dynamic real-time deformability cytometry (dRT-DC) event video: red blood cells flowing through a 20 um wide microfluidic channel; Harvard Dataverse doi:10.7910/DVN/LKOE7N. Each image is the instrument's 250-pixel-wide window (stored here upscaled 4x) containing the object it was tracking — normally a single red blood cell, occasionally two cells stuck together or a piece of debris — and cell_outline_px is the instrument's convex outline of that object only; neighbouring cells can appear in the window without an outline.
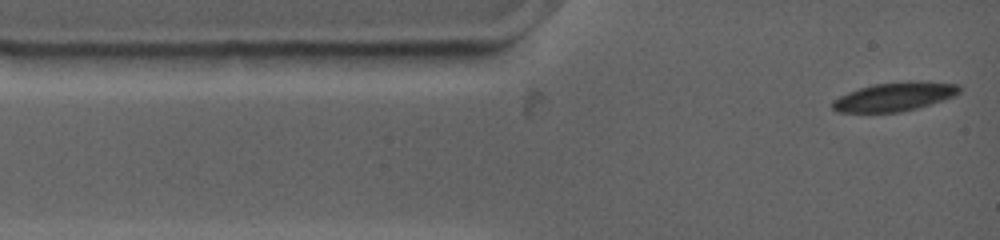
{"species": "common noctule bat (a hibernating species)", "species_latin": "Nyctalus noctula", "temperature_condition": "warm", "stored_images_in_passage": 23, "camera_frame_rate_fps": 4500, "um_per_image_px": 0.085, "animal": {"sex": "female", "body_mass_g": 19.0, "forearm_length_mm": 53.3}, "frame": {"image": 1, "passage_image": 1, "time_ms": 0.0, "image_size_px": [1000, 240], "cell_outline_px": [[964, 88], [960, 92], [952, 96], [916, 108], [900, 112], [836, 112], [832, 108], [832, 100], [848, 92], [872, 84], [908, 80], [928, 80], [960, 84]], "centroid_in_image_um": [76.07, 8.18], "position_along_channel_um": 8.9, "area_um2": 21.56}}
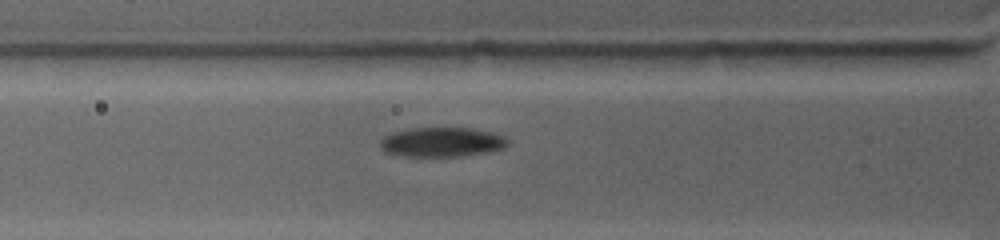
{"frame": {"image": 2, "passage_image": 14, "time_ms": 3.111, "image_size_px": [1000, 240], "cell_outline_px": [[508, 144], [504, 148], [488, 152], [464, 156], [400, 156], [384, 152], [380, 148], [380, 140], [384, 136], [392, 132], [412, 128], [472, 128], [492, 132], [504, 136], [508, 140]], "centroid_in_image_um": [37.54, 12.08], "position_along_channel_um": 88.3, "area_um2": 22.14}}
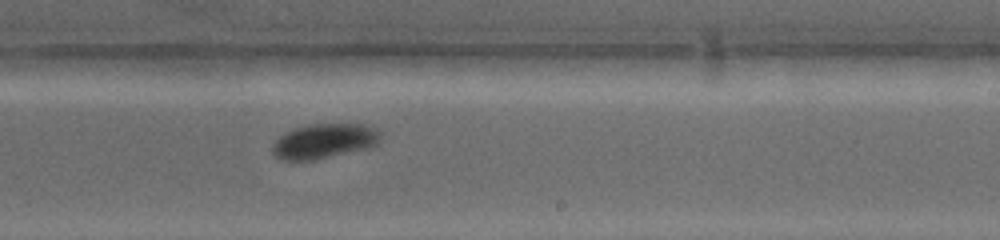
{"frame": {"image": 3, "passage_image": 23, "time_ms": 7.778, "image_size_px": [1000, 240], "cell_outline_px": [[380, 136], [376, 144], [364, 148], [316, 160], [280, 160], [272, 152], [272, 144], [284, 132], [296, 128], [312, 124], [364, 124], [376, 128], [380, 132]], "centroid_in_image_um": [27.51, 11.99], "position_along_channel_um": 261.5, "area_um2": 21.68}}